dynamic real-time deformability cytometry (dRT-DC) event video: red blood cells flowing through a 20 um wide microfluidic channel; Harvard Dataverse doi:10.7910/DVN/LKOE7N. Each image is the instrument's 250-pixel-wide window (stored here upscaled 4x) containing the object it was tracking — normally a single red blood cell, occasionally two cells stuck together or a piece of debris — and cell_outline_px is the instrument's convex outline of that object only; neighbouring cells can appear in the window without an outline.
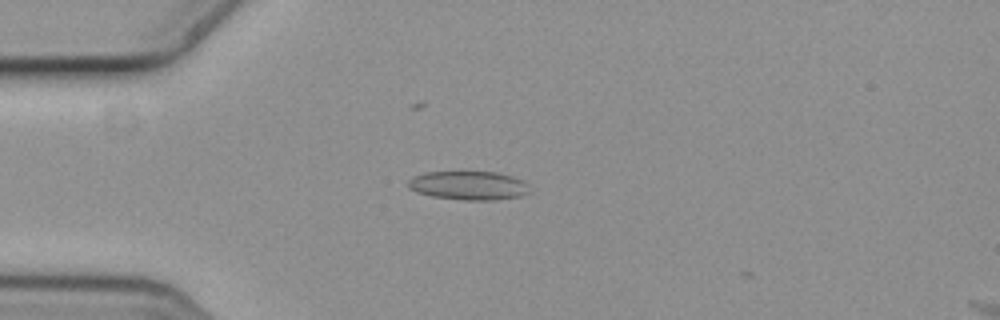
{"species": "common noctule bat (a hibernating species)", "species_latin": "Nyctalus noctula", "temperature_condition": "cold", "stored_images_in_passage": 5, "camera_frame_rate_fps": 3000, "um_per_image_px": 0.085, "animal": {"sex": "female", "body_mass_g": 19.3, "forearm_length_mm": 54.1}, "frame": {"image": 1, "passage_image": 4, "time_ms": 1.0, "image_size_px": [1000, 320], "cell_outline_px": [[532, 192], [520, 196], [496, 200], [464, 200], [432, 196], [416, 192], [408, 188], [408, 180], [412, 176], [424, 172], [496, 172], [512, 176], [524, 180], [528, 184]], "centroid_in_image_um": [39.85, 15.77], "position_along_channel_um": 45.1, "area_um2": 20.63}}